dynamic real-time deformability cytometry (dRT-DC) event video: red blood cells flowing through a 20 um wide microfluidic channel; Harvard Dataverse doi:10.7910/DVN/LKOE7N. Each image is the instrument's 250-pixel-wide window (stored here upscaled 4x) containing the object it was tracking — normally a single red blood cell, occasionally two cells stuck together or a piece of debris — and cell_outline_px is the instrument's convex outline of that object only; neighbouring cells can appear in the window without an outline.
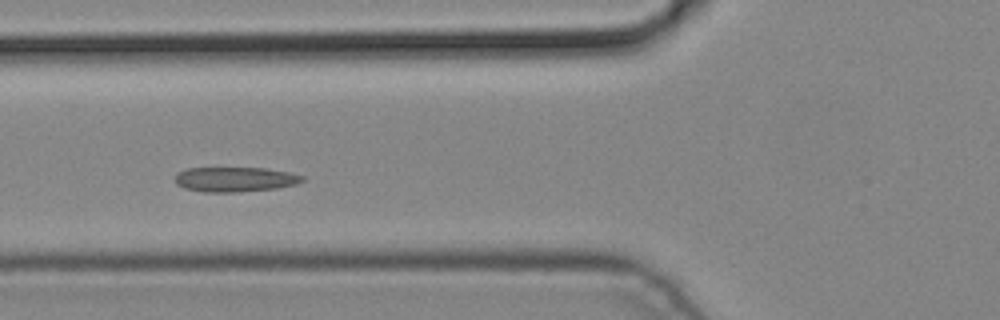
{"species": "common noctule bat (a hibernating species)", "species_latin": "Nyctalus noctula", "temperature_condition": "cold", "stored_images_in_passage": 4, "camera_frame_rate_fps": 3000, "um_per_image_px": 0.085, "animal": {"sex": "male", "body_mass_g": 19.2, "forearm_length_mm": 51.8}, "frame": {"image": 1, "passage_image": 4, "time_ms": 1.0, "image_size_px": [1000, 320], "cell_outline_px": [[304, 180], [296, 184], [276, 188], [236, 192], [204, 192], [184, 188], [176, 184], [176, 172], [188, 168], [264, 168], [288, 172], [304, 176]], "centroid_in_image_um": [19.95, 15.24], "position_along_channel_um": 105.8, "area_um2": 18.32}}